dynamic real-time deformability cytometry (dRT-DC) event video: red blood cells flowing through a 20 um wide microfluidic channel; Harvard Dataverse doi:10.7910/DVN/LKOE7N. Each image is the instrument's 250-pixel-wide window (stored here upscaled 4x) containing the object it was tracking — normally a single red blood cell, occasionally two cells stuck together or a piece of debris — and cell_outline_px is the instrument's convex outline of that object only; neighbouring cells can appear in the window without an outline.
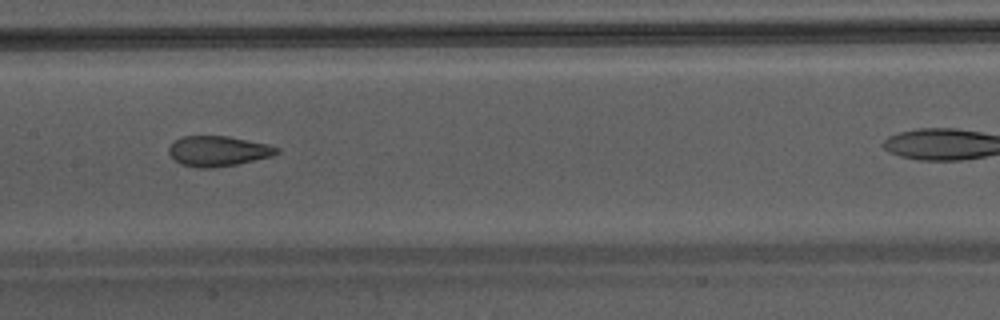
{"species": "Egyptian fruit bat (a non-hibernating species)", "species_latin": "Rousettus aegyptiacus", "temperature_condition": "warm", "stored_images_in_passage": 28, "camera_frame_rate_fps": 3000, "um_per_image_px": 0.085, "animal": {"sex": "male"}, "frame": {"image": 1, "passage_image": 13, "time_ms": 4.0, "image_size_px": [1000, 320], "cell_outline_px": [[280, 152], [272, 156], [236, 164], [212, 168], [200, 168], [180, 164], [168, 152], [168, 148], [176, 140], [184, 136], [228, 136], [268, 144], [280, 148]], "centroid_in_image_um": [18.56, 12.84], "position_along_channel_um": 188.8, "area_um2": 18.9}}